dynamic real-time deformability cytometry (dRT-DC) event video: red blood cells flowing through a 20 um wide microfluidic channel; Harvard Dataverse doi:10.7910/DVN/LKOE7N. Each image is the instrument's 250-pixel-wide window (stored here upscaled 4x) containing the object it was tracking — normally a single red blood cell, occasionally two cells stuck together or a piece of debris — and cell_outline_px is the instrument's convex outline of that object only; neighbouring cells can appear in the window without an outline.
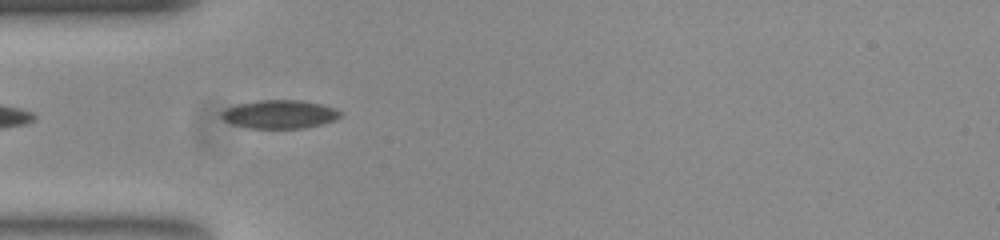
{"species": "common noctule bat (a hibernating species)", "species_latin": "Nyctalus noctula", "temperature_condition": "room temperature", "stored_images_in_passage": 22, "camera_frame_rate_fps": 3000, "um_per_image_px": 0.085, "animal": {"sex": "female", "body_mass_g": 23.0, "forearm_length_mm": 53.4}, "frame": {"image": 1, "passage_image": 2, "time_ms": 0.333, "image_size_px": [1000, 240], "cell_outline_px": [[344, 112], [336, 120], [304, 128], [248, 128], [232, 124], [224, 120], [220, 116], [220, 112], [236, 104], [260, 100], [300, 100], [320, 104]], "centroid_in_image_um": [23.75, 9.71], "position_along_channel_um": 61.2, "area_um2": 19.65}}
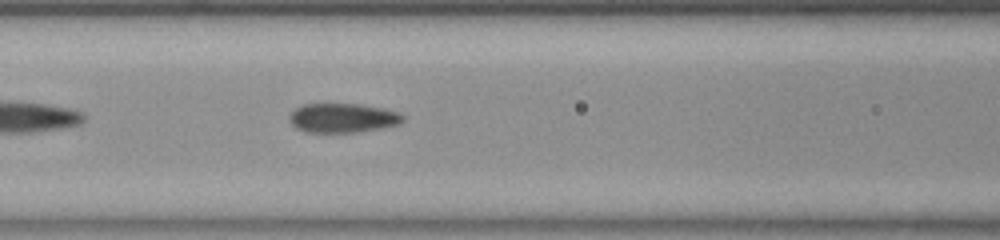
{"frame": {"image": 2, "passage_image": 8, "time_ms": 2.333, "image_size_px": [1000, 240], "cell_outline_px": [[404, 120], [400, 124], [380, 128], [356, 132], [304, 132], [296, 128], [292, 124], [288, 116], [296, 108], [304, 104], [360, 104], [384, 108], [400, 112], [404, 116]], "centroid_in_image_um": [29.15, 10.02], "position_along_channel_um": 137.4, "area_um2": 19.42}}
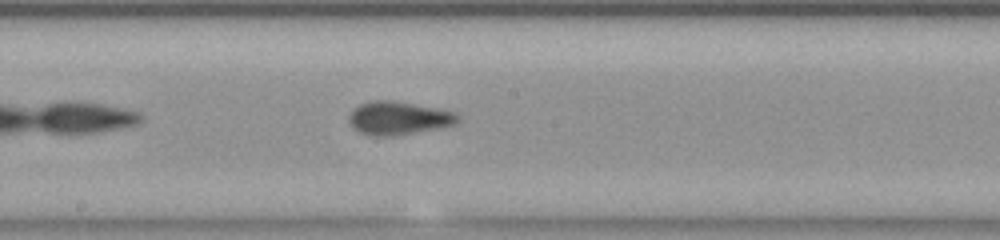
{"frame": {"image": 3, "passage_image": 14, "time_ms": 4.333, "image_size_px": [1000, 240], "cell_outline_px": [[460, 120], [452, 124], [392, 136], [376, 136], [360, 132], [352, 128], [348, 120], [348, 116], [352, 108], [360, 104], [372, 100], [392, 100], [436, 108], [456, 112], [460, 116]], "centroid_in_image_um": [33.79, 10.02], "position_along_channel_um": 214.4, "area_um2": 20.81}}